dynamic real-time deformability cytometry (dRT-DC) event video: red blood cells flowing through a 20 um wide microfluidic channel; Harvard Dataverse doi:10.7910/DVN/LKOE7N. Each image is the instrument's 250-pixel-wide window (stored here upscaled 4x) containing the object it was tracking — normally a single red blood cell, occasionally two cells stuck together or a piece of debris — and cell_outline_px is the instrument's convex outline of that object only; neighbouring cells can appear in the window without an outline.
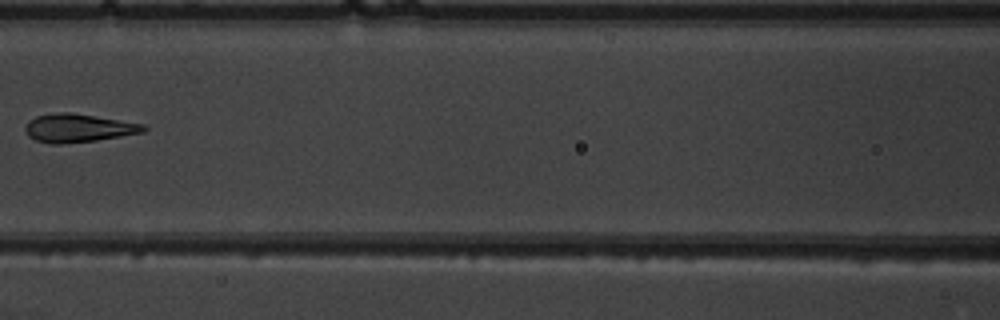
{"species": "common noctule bat (a hibernating species)", "species_latin": "Nyctalus noctula", "temperature_condition": "warm", "stored_images_in_passage": 8, "camera_frame_rate_fps": 3000, "um_per_image_px": 0.085, "animal": {"sex": "male", "body_mass_g": 19.5, "forearm_length_mm": 54.6}, "frame": {"image": 1, "passage_image": 8, "time_ms": 8.0, "image_size_px": [1000, 320], "cell_outline_px": [[148, 128], [144, 132], [96, 140], [60, 144], [52, 144], [36, 140], [28, 136], [24, 128], [28, 120], [36, 116], [56, 112], [72, 112], [144, 124]], "centroid_in_image_um": [6.63, 10.87], "position_along_channel_um": 160.0, "area_um2": 19.54}}